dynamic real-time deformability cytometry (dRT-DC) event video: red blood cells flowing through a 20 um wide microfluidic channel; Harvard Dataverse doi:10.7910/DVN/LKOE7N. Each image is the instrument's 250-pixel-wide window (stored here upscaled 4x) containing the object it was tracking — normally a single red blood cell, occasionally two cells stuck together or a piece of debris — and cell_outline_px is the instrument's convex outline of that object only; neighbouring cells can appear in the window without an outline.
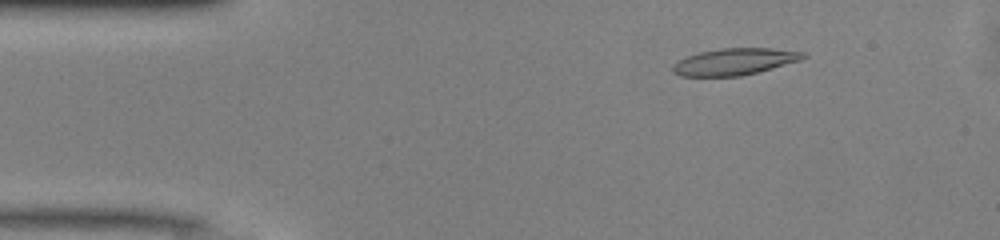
{"species": "common noctule bat (a hibernating species)", "species_latin": "Nyctalus noctula", "temperature_condition": "warm", "stored_images_in_passage": 38, "camera_frame_rate_fps": 3000, "um_per_image_px": 0.085, "animal": {"sex": "male", "body_mass_g": 13.0, "forearm_length_mm": 53.1}, "frame": {"image": 1, "passage_image": 6, "time_ms": 1.667, "image_size_px": [1000, 240], "cell_outline_px": [[808, 56], [800, 60], [772, 68], [740, 76], [680, 76], [672, 72], [672, 68], [680, 60], [688, 56], [700, 52], [720, 48], [772, 48], [804, 52]], "centroid_in_image_um": [62.46, 5.23], "position_along_channel_um": 22.5, "area_um2": 20.06}}
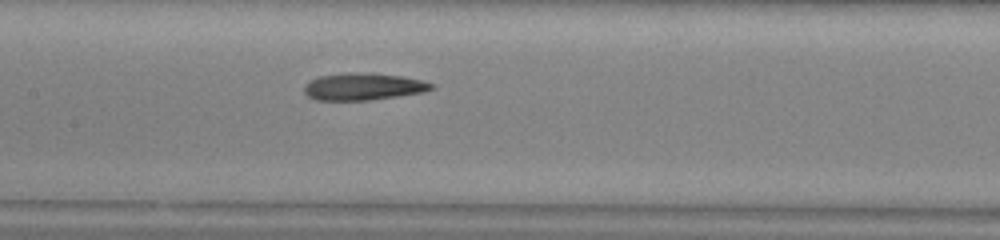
{"frame": {"image": 2, "passage_image": 22, "time_ms": 7.0, "image_size_px": [1000, 240], "cell_outline_px": [[436, 88], [424, 92], [368, 100], [316, 100], [308, 96], [304, 92], [304, 84], [308, 80], [320, 76], [348, 72], [368, 72], [400, 76], [420, 80], [436, 84]], "centroid_in_image_um": [30.86, 7.35], "position_along_channel_um": 176.5, "area_um2": 20.23}}
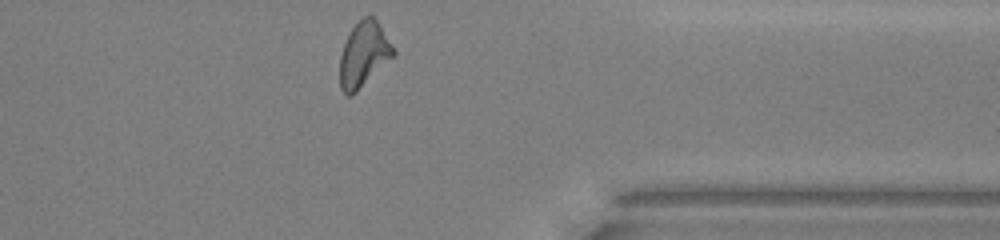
{"frame": {"image": 3, "passage_image": 38, "time_ms": 12.333, "image_size_px": [1000, 240], "cell_outline_px": [[396, 52], [352, 96], [348, 96], [340, 88], [340, 56], [344, 44], [352, 28], [364, 16], [372, 16], [376, 20], [396, 48]], "centroid_in_image_um": [30.91, 4.62], "position_along_channel_um": 380.5, "area_um2": 19.83}, "authors_computed_cell_mechanics": {"area_um2": 20.2011, "velocity_mm_per_s": 4.1134, "shape_relaxation_time_tau1_ms": 8.8104, "shape_relaxation_time_tau2_ms": 6.3563, "deformation_change_tau1": 0.2646, "deformation_change_tau2": 0.1952}}